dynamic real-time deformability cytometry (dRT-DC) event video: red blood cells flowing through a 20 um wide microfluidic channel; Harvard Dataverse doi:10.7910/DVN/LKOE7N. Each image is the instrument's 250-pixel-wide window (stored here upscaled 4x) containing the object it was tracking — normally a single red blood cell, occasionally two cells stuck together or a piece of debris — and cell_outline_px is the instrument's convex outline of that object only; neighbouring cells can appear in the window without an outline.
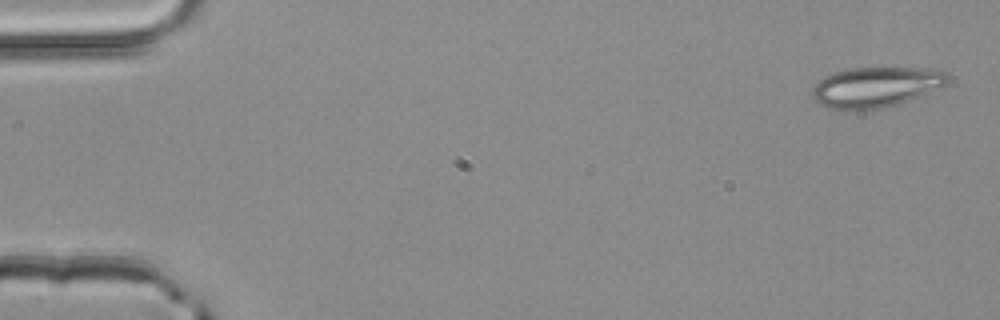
{"species": "common noctule bat (a hibernating species)", "species_latin": "Nyctalus noctula", "temperature_condition": "room temperature", "stored_images_in_passage": 4, "camera_frame_rate_fps": 3000, "um_per_image_px": 0.085, "animal": {"sex": "male", "body_mass_g": 20.4}, "frame": {"image": 1, "passage_image": 1, "time_ms": 0.0, "image_size_px": [1000, 320], "cell_outline_px": [[948, 84], [940, 88], [908, 100], [884, 108], [848, 112], [828, 108], [820, 104], [812, 96], [812, 88], [824, 76], [848, 68], [928, 68], [948, 72]], "centroid_in_image_um": [74.43, 7.42], "position_along_channel_um": 10.6, "area_um2": 32.14}}